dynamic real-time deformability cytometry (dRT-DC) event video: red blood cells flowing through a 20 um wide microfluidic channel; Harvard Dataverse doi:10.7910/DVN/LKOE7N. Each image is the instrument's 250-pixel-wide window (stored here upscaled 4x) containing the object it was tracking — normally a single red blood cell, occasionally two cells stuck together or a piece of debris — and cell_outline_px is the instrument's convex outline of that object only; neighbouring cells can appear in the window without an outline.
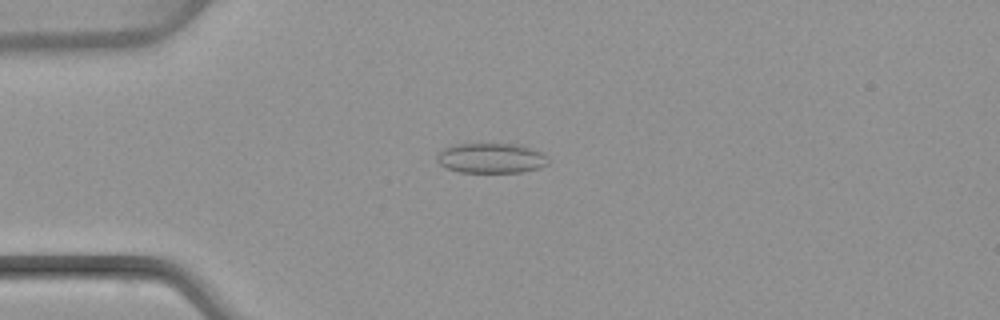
{"species": "common noctule bat (a hibernating species)", "species_latin": "Nyctalus noctula", "temperature_condition": "warm", "stored_images_in_passage": 50, "camera_frame_rate_fps": 3000, "um_per_image_px": 0.085, "animal": {"sex": "female", "body_mass_g": 22.7, "forearm_length_mm": 54.2}, "frame": {"image": 1, "passage_image": 13, "time_ms": 4.0, "image_size_px": [1000, 320], "cell_outline_px": [[548, 164], [540, 168], [524, 172], [460, 172], [448, 168], [440, 164], [436, 160], [436, 156], [444, 148], [456, 144], [520, 144], [532, 148], [548, 156]], "centroid_in_image_um": [41.78, 13.44], "position_along_channel_um": 43.2, "area_um2": 19.54}}
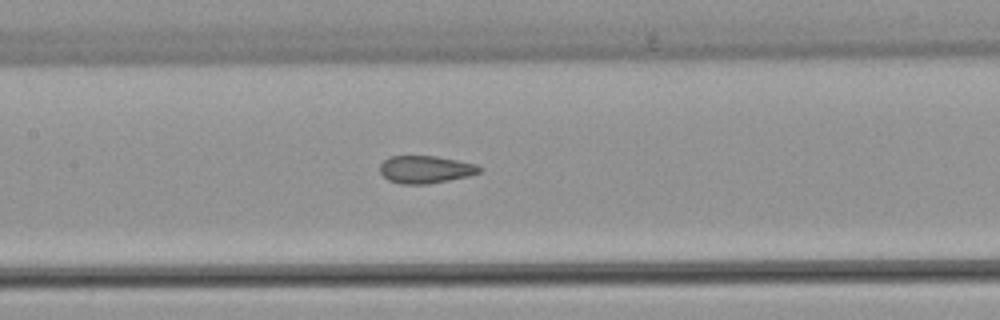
{"frame": {"image": 2, "passage_image": 24, "time_ms": 7.667, "image_size_px": [1000, 320], "cell_outline_px": [[484, 168], [480, 172], [468, 176], [428, 184], [400, 184], [388, 180], [380, 172], [380, 164], [384, 160], [392, 156], [436, 156], [476, 164]], "centroid_in_image_um": [36.17, 14.4], "position_along_channel_um": 171.2, "area_um2": 15.95}}
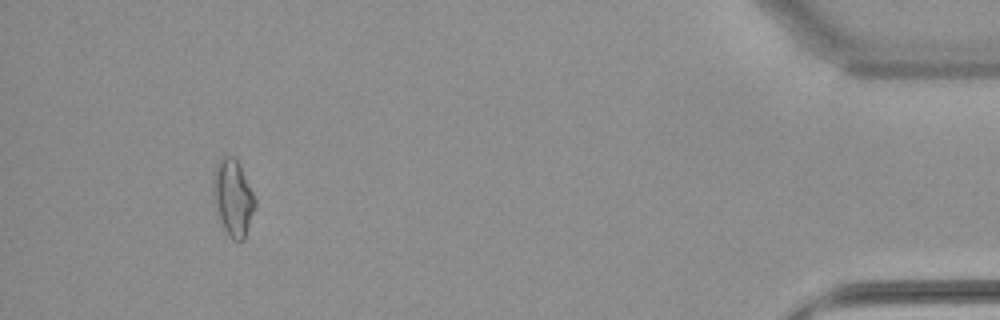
{"frame": {"image": 3, "passage_image": 47, "time_ms": 15.333, "image_size_px": [1000, 320], "cell_outline_px": [[256, 204], [244, 240], [232, 240], [228, 236], [220, 220], [216, 208], [212, 192], [212, 172], [220, 156], [236, 156], [240, 164], [256, 200]], "centroid_in_image_um": [19.78, 16.75], "position_along_channel_um": 415.4, "area_um2": 18.9}, "authors_computed_cell_mechanics": {"area_um2": 17.2244, "velocity_mm_per_s": 4.0793, "shape_relaxation_time_tau1_ms": null, "shape_relaxation_time_tau2_ms": 1.2193, "deformation_change_tau1": null, "deformation_change_tau2": 0.0731}}